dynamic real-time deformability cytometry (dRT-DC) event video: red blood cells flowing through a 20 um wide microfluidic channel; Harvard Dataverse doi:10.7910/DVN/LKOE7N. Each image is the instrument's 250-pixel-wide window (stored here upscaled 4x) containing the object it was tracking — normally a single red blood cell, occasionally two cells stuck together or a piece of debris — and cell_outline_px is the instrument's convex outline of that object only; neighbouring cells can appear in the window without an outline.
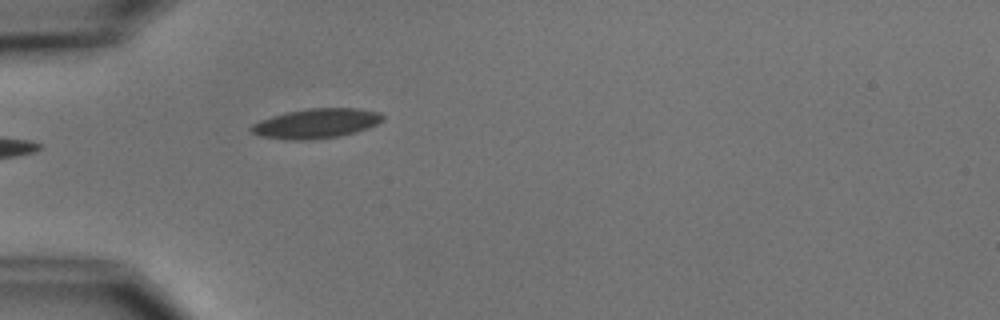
{"species": "common noctule bat (a hibernating species)", "species_latin": "Nyctalus noctula", "temperature_condition": "cold", "stored_images_in_passage": 5, "camera_frame_rate_fps": 3000, "um_per_image_px": 0.085, "animal": {"sex": "male", "body_mass_g": 15.6}, "frame": {"image": 1, "passage_image": 5, "time_ms": 5.667, "image_size_px": [1000, 320], "cell_outline_px": [[384, 120], [368, 128], [356, 132], [340, 136], [308, 140], [288, 140], [260, 136], [252, 132], [248, 128], [252, 124], [260, 120], [272, 116], [288, 112], [308, 108], [356, 108], [380, 112], [384, 116]], "centroid_in_image_um": [26.88, 10.49], "position_along_channel_um": 58.1, "area_um2": 22.83}}